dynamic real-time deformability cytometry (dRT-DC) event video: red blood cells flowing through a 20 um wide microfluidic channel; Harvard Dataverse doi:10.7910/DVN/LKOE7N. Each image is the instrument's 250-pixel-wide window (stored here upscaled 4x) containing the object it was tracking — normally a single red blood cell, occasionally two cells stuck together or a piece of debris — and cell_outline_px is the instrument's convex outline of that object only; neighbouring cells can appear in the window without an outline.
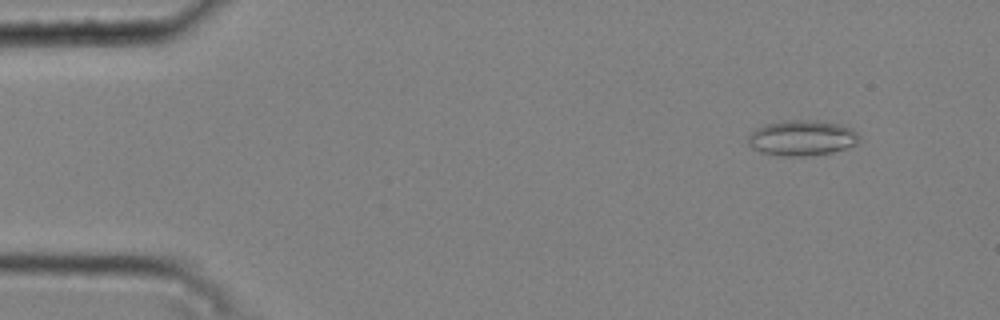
{"species": "common noctule bat (a hibernating species)", "species_latin": "Nyctalus noctula", "temperature_condition": "cold", "stored_images_in_passage": 49, "camera_frame_rate_fps": 3000, "um_per_image_px": 0.085, "animal": {"sex": "male", "body_mass_g": 20.4}, "frame": {"image": 1, "passage_image": 5, "time_ms": 1.333, "image_size_px": [1000, 320], "cell_outline_px": [[860, 136], [856, 144], [832, 152], [808, 156], [780, 156], [760, 152], [752, 148], [748, 144], [748, 136], [756, 128], [764, 124], [788, 120], [816, 120], [844, 124], [852, 128]], "centroid_in_image_um": [68.16, 11.72], "position_along_channel_um": 16.8, "area_um2": 23.18}}
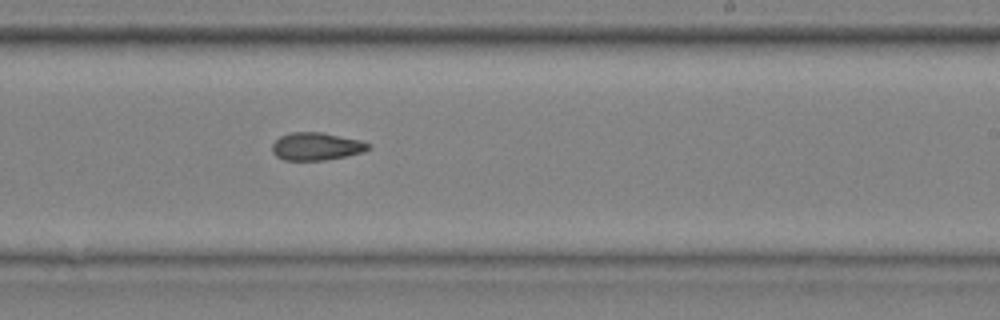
{"frame": {"image": 2, "passage_image": 32, "time_ms": 10.333, "image_size_px": [1000, 320], "cell_outline_px": [[372, 148], [364, 152], [324, 160], [284, 160], [276, 156], [272, 152], [272, 144], [280, 136], [292, 132], [320, 132], [360, 140], [372, 144]], "centroid_in_image_um": [26.9, 12.44], "position_along_channel_um": 262.1, "area_um2": 15.55}}
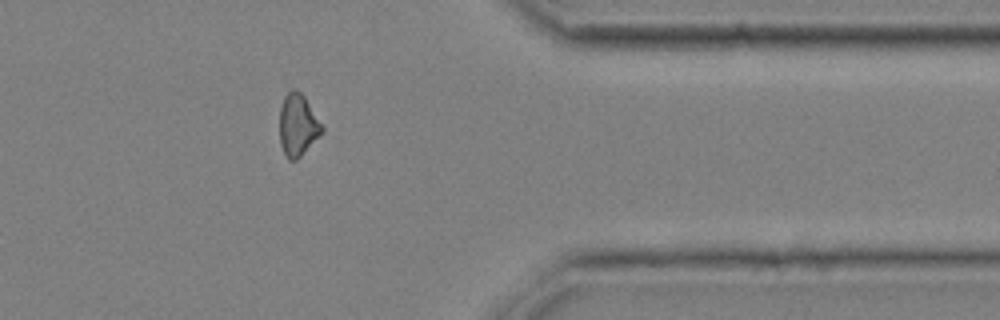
{"frame": {"image": 3, "passage_image": 43, "time_ms": 14.0, "image_size_px": [1000, 320], "cell_outline_px": [[324, 132], [296, 160], [288, 160], [280, 144], [280, 108], [284, 96], [292, 88], [296, 88], [304, 96], [324, 124]], "centroid_in_image_um": [25.34, 10.61], "position_along_channel_um": 386.1, "area_um2": 15.55}, "authors_computed_cell_mechanics": {"area_um2": 16.1262, "velocity_mm_per_s": 3.7805, "shape_relaxation_time_tau1_ms": null, "shape_relaxation_time_tau2_ms": 4.2852, "deformation_change_tau1": null, "deformation_change_tau2": 0.1173}}